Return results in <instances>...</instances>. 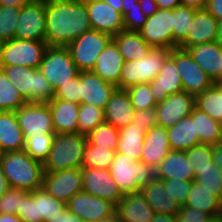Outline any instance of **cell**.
Returning <instances> with one entry per match:
<instances>
[{"instance_id": "1", "label": "cell", "mask_w": 222, "mask_h": 222, "mask_svg": "<svg viewBox=\"0 0 222 222\" xmlns=\"http://www.w3.org/2000/svg\"><path fill=\"white\" fill-rule=\"evenodd\" d=\"M45 12L48 46L67 47L92 29L84 0H45Z\"/></svg>"}, {"instance_id": "2", "label": "cell", "mask_w": 222, "mask_h": 222, "mask_svg": "<svg viewBox=\"0 0 222 222\" xmlns=\"http://www.w3.org/2000/svg\"><path fill=\"white\" fill-rule=\"evenodd\" d=\"M2 171L10 187L33 192L43 186V163L24 150L0 153Z\"/></svg>"}, {"instance_id": "3", "label": "cell", "mask_w": 222, "mask_h": 222, "mask_svg": "<svg viewBox=\"0 0 222 222\" xmlns=\"http://www.w3.org/2000/svg\"><path fill=\"white\" fill-rule=\"evenodd\" d=\"M87 137L80 133L54 134L51 151L43 163L44 172L82 168Z\"/></svg>"}, {"instance_id": "4", "label": "cell", "mask_w": 222, "mask_h": 222, "mask_svg": "<svg viewBox=\"0 0 222 222\" xmlns=\"http://www.w3.org/2000/svg\"><path fill=\"white\" fill-rule=\"evenodd\" d=\"M1 69L28 103H48L54 98L55 91L40 69L20 65Z\"/></svg>"}, {"instance_id": "5", "label": "cell", "mask_w": 222, "mask_h": 222, "mask_svg": "<svg viewBox=\"0 0 222 222\" xmlns=\"http://www.w3.org/2000/svg\"><path fill=\"white\" fill-rule=\"evenodd\" d=\"M109 171L123 196L141 191L156 177L152 166L142 161H133L119 152L115 153Z\"/></svg>"}, {"instance_id": "6", "label": "cell", "mask_w": 222, "mask_h": 222, "mask_svg": "<svg viewBox=\"0 0 222 222\" xmlns=\"http://www.w3.org/2000/svg\"><path fill=\"white\" fill-rule=\"evenodd\" d=\"M170 53L171 50L152 47L144 58L125 61L119 78V89L127 90L138 84L150 83L157 77Z\"/></svg>"}, {"instance_id": "7", "label": "cell", "mask_w": 222, "mask_h": 222, "mask_svg": "<svg viewBox=\"0 0 222 222\" xmlns=\"http://www.w3.org/2000/svg\"><path fill=\"white\" fill-rule=\"evenodd\" d=\"M39 69L54 91L79 74L69 49L62 46H48Z\"/></svg>"}, {"instance_id": "8", "label": "cell", "mask_w": 222, "mask_h": 222, "mask_svg": "<svg viewBox=\"0 0 222 222\" xmlns=\"http://www.w3.org/2000/svg\"><path fill=\"white\" fill-rule=\"evenodd\" d=\"M112 40V35L91 29L72 41L67 48L79 72L92 71L96 59Z\"/></svg>"}, {"instance_id": "9", "label": "cell", "mask_w": 222, "mask_h": 222, "mask_svg": "<svg viewBox=\"0 0 222 222\" xmlns=\"http://www.w3.org/2000/svg\"><path fill=\"white\" fill-rule=\"evenodd\" d=\"M170 56L175 60L184 92L196 97L214 84L188 50L176 47L171 50Z\"/></svg>"}, {"instance_id": "10", "label": "cell", "mask_w": 222, "mask_h": 222, "mask_svg": "<svg viewBox=\"0 0 222 222\" xmlns=\"http://www.w3.org/2000/svg\"><path fill=\"white\" fill-rule=\"evenodd\" d=\"M48 45L46 41L16 39L5 41L1 66L20 65L39 69Z\"/></svg>"}, {"instance_id": "11", "label": "cell", "mask_w": 222, "mask_h": 222, "mask_svg": "<svg viewBox=\"0 0 222 222\" xmlns=\"http://www.w3.org/2000/svg\"><path fill=\"white\" fill-rule=\"evenodd\" d=\"M18 123L25 136L55 134L48 103H27L15 111Z\"/></svg>"}, {"instance_id": "12", "label": "cell", "mask_w": 222, "mask_h": 222, "mask_svg": "<svg viewBox=\"0 0 222 222\" xmlns=\"http://www.w3.org/2000/svg\"><path fill=\"white\" fill-rule=\"evenodd\" d=\"M173 10L158 9L138 31L153 48L173 49Z\"/></svg>"}, {"instance_id": "13", "label": "cell", "mask_w": 222, "mask_h": 222, "mask_svg": "<svg viewBox=\"0 0 222 222\" xmlns=\"http://www.w3.org/2000/svg\"><path fill=\"white\" fill-rule=\"evenodd\" d=\"M82 168H69L44 172L42 188L57 200L67 203L75 194L83 191Z\"/></svg>"}, {"instance_id": "14", "label": "cell", "mask_w": 222, "mask_h": 222, "mask_svg": "<svg viewBox=\"0 0 222 222\" xmlns=\"http://www.w3.org/2000/svg\"><path fill=\"white\" fill-rule=\"evenodd\" d=\"M46 12L45 0H35L20 8L16 26V39L45 41Z\"/></svg>"}, {"instance_id": "15", "label": "cell", "mask_w": 222, "mask_h": 222, "mask_svg": "<svg viewBox=\"0 0 222 222\" xmlns=\"http://www.w3.org/2000/svg\"><path fill=\"white\" fill-rule=\"evenodd\" d=\"M67 209L84 222H95L112 217L116 206L84 191L75 194L67 203Z\"/></svg>"}, {"instance_id": "16", "label": "cell", "mask_w": 222, "mask_h": 222, "mask_svg": "<svg viewBox=\"0 0 222 222\" xmlns=\"http://www.w3.org/2000/svg\"><path fill=\"white\" fill-rule=\"evenodd\" d=\"M82 181L84 192L110 201L115 206L123 198L109 170L101 168H82Z\"/></svg>"}, {"instance_id": "17", "label": "cell", "mask_w": 222, "mask_h": 222, "mask_svg": "<svg viewBox=\"0 0 222 222\" xmlns=\"http://www.w3.org/2000/svg\"><path fill=\"white\" fill-rule=\"evenodd\" d=\"M195 107V96L184 91L169 95L156 105L155 111L158 125L170 128L175 123L191 115Z\"/></svg>"}, {"instance_id": "18", "label": "cell", "mask_w": 222, "mask_h": 222, "mask_svg": "<svg viewBox=\"0 0 222 222\" xmlns=\"http://www.w3.org/2000/svg\"><path fill=\"white\" fill-rule=\"evenodd\" d=\"M91 28L112 36L125 29L123 15L104 0H84Z\"/></svg>"}, {"instance_id": "19", "label": "cell", "mask_w": 222, "mask_h": 222, "mask_svg": "<svg viewBox=\"0 0 222 222\" xmlns=\"http://www.w3.org/2000/svg\"><path fill=\"white\" fill-rule=\"evenodd\" d=\"M116 89L117 86L102 80L93 71L81 72L80 104L88 103L105 110Z\"/></svg>"}, {"instance_id": "20", "label": "cell", "mask_w": 222, "mask_h": 222, "mask_svg": "<svg viewBox=\"0 0 222 222\" xmlns=\"http://www.w3.org/2000/svg\"><path fill=\"white\" fill-rule=\"evenodd\" d=\"M218 23L216 18L205 9H195V15L189 33L178 47L187 50L193 45L215 42Z\"/></svg>"}, {"instance_id": "21", "label": "cell", "mask_w": 222, "mask_h": 222, "mask_svg": "<svg viewBox=\"0 0 222 222\" xmlns=\"http://www.w3.org/2000/svg\"><path fill=\"white\" fill-rule=\"evenodd\" d=\"M187 50L214 83H222V47L216 41L193 45Z\"/></svg>"}, {"instance_id": "22", "label": "cell", "mask_w": 222, "mask_h": 222, "mask_svg": "<svg viewBox=\"0 0 222 222\" xmlns=\"http://www.w3.org/2000/svg\"><path fill=\"white\" fill-rule=\"evenodd\" d=\"M170 150L167 128L160 125L151 127L145 134L139 161L156 169Z\"/></svg>"}, {"instance_id": "23", "label": "cell", "mask_w": 222, "mask_h": 222, "mask_svg": "<svg viewBox=\"0 0 222 222\" xmlns=\"http://www.w3.org/2000/svg\"><path fill=\"white\" fill-rule=\"evenodd\" d=\"M149 84L157 104L163 102L169 95L183 91L175 60L170 55L166 58L157 77Z\"/></svg>"}, {"instance_id": "24", "label": "cell", "mask_w": 222, "mask_h": 222, "mask_svg": "<svg viewBox=\"0 0 222 222\" xmlns=\"http://www.w3.org/2000/svg\"><path fill=\"white\" fill-rule=\"evenodd\" d=\"M115 213L123 222H151L155 215L141 191L124 195Z\"/></svg>"}, {"instance_id": "25", "label": "cell", "mask_w": 222, "mask_h": 222, "mask_svg": "<svg viewBox=\"0 0 222 222\" xmlns=\"http://www.w3.org/2000/svg\"><path fill=\"white\" fill-rule=\"evenodd\" d=\"M135 109L129 94L124 89H116L104 110V121L120 129L134 119Z\"/></svg>"}, {"instance_id": "26", "label": "cell", "mask_w": 222, "mask_h": 222, "mask_svg": "<svg viewBox=\"0 0 222 222\" xmlns=\"http://www.w3.org/2000/svg\"><path fill=\"white\" fill-rule=\"evenodd\" d=\"M156 178L181 181L194 180L195 172L188 161L185 151L170 150L168 155L155 169Z\"/></svg>"}, {"instance_id": "27", "label": "cell", "mask_w": 222, "mask_h": 222, "mask_svg": "<svg viewBox=\"0 0 222 222\" xmlns=\"http://www.w3.org/2000/svg\"><path fill=\"white\" fill-rule=\"evenodd\" d=\"M125 60L119 52L117 44L112 40L96 59L94 69L102 80L108 81L119 89V78Z\"/></svg>"}, {"instance_id": "28", "label": "cell", "mask_w": 222, "mask_h": 222, "mask_svg": "<svg viewBox=\"0 0 222 222\" xmlns=\"http://www.w3.org/2000/svg\"><path fill=\"white\" fill-rule=\"evenodd\" d=\"M55 134L78 133L79 105L70 101L52 99L48 102Z\"/></svg>"}, {"instance_id": "29", "label": "cell", "mask_w": 222, "mask_h": 222, "mask_svg": "<svg viewBox=\"0 0 222 222\" xmlns=\"http://www.w3.org/2000/svg\"><path fill=\"white\" fill-rule=\"evenodd\" d=\"M141 192L155 214L176 215L181 207L177 200L166 190L163 180L156 177Z\"/></svg>"}, {"instance_id": "30", "label": "cell", "mask_w": 222, "mask_h": 222, "mask_svg": "<svg viewBox=\"0 0 222 222\" xmlns=\"http://www.w3.org/2000/svg\"><path fill=\"white\" fill-rule=\"evenodd\" d=\"M25 136L15 112H0V153L24 150Z\"/></svg>"}, {"instance_id": "31", "label": "cell", "mask_w": 222, "mask_h": 222, "mask_svg": "<svg viewBox=\"0 0 222 222\" xmlns=\"http://www.w3.org/2000/svg\"><path fill=\"white\" fill-rule=\"evenodd\" d=\"M113 41L125 61L140 60L144 58L152 48L139 32L123 29L113 36Z\"/></svg>"}, {"instance_id": "32", "label": "cell", "mask_w": 222, "mask_h": 222, "mask_svg": "<svg viewBox=\"0 0 222 222\" xmlns=\"http://www.w3.org/2000/svg\"><path fill=\"white\" fill-rule=\"evenodd\" d=\"M145 134L146 131L136 123L120 128L116 152L127 155L133 161H139Z\"/></svg>"}, {"instance_id": "33", "label": "cell", "mask_w": 222, "mask_h": 222, "mask_svg": "<svg viewBox=\"0 0 222 222\" xmlns=\"http://www.w3.org/2000/svg\"><path fill=\"white\" fill-rule=\"evenodd\" d=\"M167 132L171 150L185 151L200 144L190 115L167 128Z\"/></svg>"}, {"instance_id": "34", "label": "cell", "mask_w": 222, "mask_h": 222, "mask_svg": "<svg viewBox=\"0 0 222 222\" xmlns=\"http://www.w3.org/2000/svg\"><path fill=\"white\" fill-rule=\"evenodd\" d=\"M183 206L197 208L202 212L211 214L214 218L222 216V201L196 181L192 182L187 202Z\"/></svg>"}, {"instance_id": "35", "label": "cell", "mask_w": 222, "mask_h": 222, "mask_svg": "<svg viewBox=\"0 0 222 222\" xmlns=\"http://www.w3.org/2000/svg\"><path fill=\"white\" fill-rule=\"evenodd\" d=\"M190 116L194 120L195 133L200 143L214 145L219 141L221 122L213 120L196 106Z\"/></svg>"}, {"instance_id": "36", "label": "cell", "mask_w": 222, "mask_h": 222, "mask_svg": "<svg viewBox=\"0 0 222 222\" xmlns=\"http://www.w3.org/2000/svg\"><path fill=\"white\" fill-rule=\"evenodd\" d=\"M195 106L213 120L222 123V83H214L195 97Z\"/></svg>"}, {"instance_id": "37", "label": "cell", "mask_w": 222, "mask_h": 222, "mask_svg": "<svg viewBox=\"0 0 222 222\" xmlns=\"http://www.w3.org/2000/svg\"><path fill=\"white\" fill-rule=\"evenodd\" d=\"M87 142L98 148L117 150L119 129L107 122L97 125L86 135Z\"/></svg>"}, {"instance_id": "38", "label": "cell", "mask_w": 222, "mask_h": 222, "mask_svg": "<svg viewBox=\"0 0 222 222\" xmlns=\"http://www.w3.org/2000/svg\"><path fill=\"white\" fill-rule=\"evenodd\" d=\"M66 208V203L57 200L55 197L48 194L44 188L36 190V210L37 218L41 222H48L50 219L60 215Z\"/></svg>"}, {"instance_id": "39", "label": "cell", "mask_w": 222, "mask_h": 222, "mask_svg": "<svg viewBox=\"0 0 222 222\" xmlns=\"http://www.w3.org/2000/svg\"><path fill=\"white\" fill-rule=\"evenodd\" d=\"M28 102L0 69V111L15 112Z\"/></svg>"}, {"instance_id": "40", "label": "cell", "mask_w": 222, "mask_h": 222, "mask_svg": "<svg viewBox=\"0 0 222 222\" xmlns=\"http://www.w3.org/2000/svg\"><path fill=\"white\" fill-rule=\"evenodd\" d=\"M195 9L178 6L173 10V49L187 37L193 23Z\"/></svg>"}, {"instance_id": "41", "label": "cell", "mask_w": 222, "mask_h": 222, "mask_svg": "<svg viewBox=\"0 0 222 222\" xmlns=\"http://www.w3.org/2000/svg\"><path fill=\"white\" fill-rule=\"evenodd\" d=\"M194 181L222 201V170L219 166L210 163V166L196 169Z\"/></svg>"}, {"instance_id": "42", "label": "cell", "mask_w": 222, "mask_h": 222, "mask_svg": "<svg viewBox=\"0 0 222 222\" xmlns=\"http://www.w3.org/2000/svg\"><path fill=\"white\" fill-rule=\"evenodd\" d=\"M116 151L106 148H98L86 143L82 168H101L109 170L110 164L114 160Z\"/></svg>"}, {"instance_id": "43", "label": "cell", "mask_w": 222, "mask_h": 222, "mask_svg": "<svg viewBox=\"0 0 222 222\" xmlns=\"http://www.w3.org/2000/svg\"><path fill=\"white\" fill-rule=\"evenodd\" d=\"M104 122V110L88 103L79 105L78 133L87 135Z\"/></svg>"}, {"instance_id": "44", "label": "cell", "mask_w": 222, "mask_h": 222, "mask_svg": "<svg viewBox=\"0 0 222 222\" xmlns=\"http://www.w3.org/2000/svg\"><path fill=\"white\" fill-rule=\"evenodd\" d=\"M54 134H42L41 136H30L25 141L24 151L33 159L42 163L49 156L53 143Z\"/></svg>"}, {"instance_id": "45", "label": "cell", "mask_w": 222, "mask_h": 222, "mask_svg": "<svg viewBox=\"0 0 222 222\" xmlns=\"http://www.w3.org/2000/svg\"><path fill=\"white\" fill-rule=\"evenodd\" d=\"M20 8L0 6V40L5 42L15 38Z\"/></svg>"}, {"instance_id": "46", "label": "cell", "mask_w": 222, "mask_h": 222, "mask_svg": "<svg viewBox=\"0 0 222 222\" xmlns=\"http://www.w3.org/2000/svg\"><path fill=\"white\" fill-rule=\"evenodd\" d=\"M130 96L131 103L135 110H144L156 107L150 84H138L126 90Z\"/></svg>"}, {"instance_id": "47", "label": "cell", "mask_w": 222, "mask_h": 222, "mask_svg": "<svg viewBox=\"0 0 222 222\" xmlns=\"http://www.w3.org/2000/svg\"><path fill=\"white\" fill-rule=\"evenodd\" d=\"M188 161H190L191 167L196 169L205 168L210 166L212 162V145L200 143L192 146L190 149L185 150Z\"/></svg>"}, {"instance_id": "48", "label": "cell", "mask_w": 222, "mask_h": 222, "mask_svg": "<svg viewBox=\"0 0 222 222\" xmlns=\"http://www.w3.org/2000/svg\"><path fill=\"white\" fill-rule=\"evenodd\" d=\"M17 215L23 222H41L37 218L36 190L33 192L25 191L21 195V205L20 209H17Z\"/></svg>"}, {"instance_id": "49", "label": "cell", "mask_w": 222, "mask_h": 222, "mask_svg": "<svg viewBox=\"0 0 222 222\" xmlns=\"http://www.w3.org/2000/svg\"><path fill=\"white\" fill-rule=\"evenodd\" d=\"M81 72L66 84H62L54 94V99L80 104Z\"/></svg>"}, {"instance_id": "50", "label": "cell", "mask_w": 222, "mask_h": 222, "mask_svg": "<svg viewBox=\"0 0 222 222\" xmlns=\"http://www.w3.org/2000/svg\"><path fill=\"white\" fill-rule=\"evenodd\" d=\"M25 191L19 188L10 187L9 190L0 197V213L17 215L20 209L21 195Z\"/></svg>"}, {"instance_id": "51", "label": "cell", "mask_w": 222, "mask_h": 222, "mask_svg": "<svg viewBox=\"0 0 222 222\" xmlns=\"http://www.w3.org/2000/svg\"><path fill=\"white\" fill-rule=\"evenodd\" d=\"M194 180H175V179H163L166 190L177 200L180 206H183L187 202L188 193L191 190V185Z\"/></svg>"}, {"instance_id": "52", "label": "cell", "mask_w": 222, "mask_h": 222, "mask_svg": "<svg viewBox=\"0 0 222 222\" xmlns=\"http://www.w3.org/2000/svg\"><path fill=\"white\" fill-rule=\"evenodd\" d=\"M176 218L177 222H210L214 219L211 214L188 206H181L177 211Z\"/></svg>"}, {"instance_id": "53", "label": "cell", "mask_w": 222, "mask_h": 222, "mask_svg": "<svg viewBox=\"0 0 222 222\" xmlns=\"http://www.w3.org/2000/svg\"><path fill=\"white\" fill-rule=\"evenodd\" d=\"M147 18L141 11L140 3L123 15V25L126 30L138 32L147 21Z\"/></svg>"}, {"instance_id": "54", "label": "cell", "mask_w": 222, "mask_h": 222, "mask_svg": "<svg viewBox=\"0 0 222 222\" xmlns=\"http://www.w3.org/2000/svg\"><path fill=\"white\" fill-rule=\"evenodd\" d=\"M131 123L141 126L146 132L154 126L158 125L155 107L144 110H135L134 119Z\"/></svg>"}, {"instance_id": "55", "label": "cell", "mask_w": 222, "mask_h": 222, "mask_svg": "<svg viewBox=\"0 0 222 222\" xmlns=\"http://www.w3.org/2000/svg\"><path fill=\"white\" fill-rule=\"evenodd\" d=\"M204 9L214 16L218 22L222 21V0H206Z\"/></svg>"}, {"instance_id": "56", "label": "cell", "mask_w": 222, "mask_h": 222, "mask_svg": "<svg viewBox=\"0 0 222 222\" xmlns=\"http://www.w3.org/2000/svg\"><path fill=\"white\" fill-rule=\"evenodd\" d=\"M48 222H84L79 217L75 216L73 213H71L67 207L60 212V215L56 216L53 219H50Z\"/></svg>"}, {"instance_id": "57", "label": "cell", "mask_w": 222, "mask_h": 222, "mask_svg": "<svg viewBox=\"0 0 222 222\" xmlns=\"http://www.w3.org/2000/svg\"><path fill=\"white\" fill-rule=\"evenodd\" d=\"M141 11L146 17L152 16L157 10V3L155 0H139Z\"/></svg>"}, {"instance_id": "58", "label": "cell", "mask_w": 222, "mask_h": 222, "mask_svg": "<svg viewBox=\"0 0 222 222\" xmlns=\"http://www.w3.org/2000/svg\"><path fill=\"white\" fill-rule=\"evenodd\" d=\"M212 162L222 170V144L219 141L212 145Z\"/></svg>"}, {"instance_id": "59", "label": "cell", "mask_w": 222, "mask_h": 222, "mask_svg": "<svg viewBox=\"0 0 222 222\" xmlns=\"http://www.w3.org/2000/svg\"><path fill=\"white\" fill-rule=\"evenodd\" d=\"M35 0H0V6L11 7V8H21L23 5L30 4Z\"/></svg>"}, {"instance_id": "60", "label": "cell", "mask_w": 222, "mask_h": 222, "mask_svg": "<svg viewBox=\"0 0 222 222\" xmlns=\"http://www.w3.org/2000/svg\"><path fill=\"white\" fill-rule=\"evenodd\" d=\"M158 9L174 10L180 6V0H155Z\"/></svg>"}, {"instance_id": "61", "label": "cell", "mask_w": 222, "mask_h": 222, "mask_svg": "<svg viewBox=\"0 0 222 222\" xmlns=\"http://www.w3.org/2000/svg\"><path fill=\"white\" fill-rule=\"evenodd\" d=\"M206 0H180L181 6L191 7L194 9H204Z\"/></svg>"}, {"instance_id": "62", "label": "cell", "mask_w": 222, "mask_h": 222, "mask_svg": "<svg viewBox=\"0 0 222 222\" xmlns=\"http://www.w3.org/2000/svg\"><path fill=\"white\" fill-rule=\"evenodd\" d=\"M151 222H177L176 215L155 214Z\"/></svg>"}, {"instance_id": "63", "label": "cell", "mask_w": 222, "mask_h": 222, "mask_svg": "<svg viewBox=\"0 0 222 222\" xmlns=\"http://www.w3.org/2000/svg\"><path fill=\"white\" fill-rule=\"evenodd\" d=\"M10 188L9 182L6 179L3 171H2V167L0 164V197L5 194Z\"/></svg>"}, {"instance_id": "64", "label": "cell", "mask_w": 222, "mask_h": 222, "mask_svg": "<svg viewBox=\"0 0 222 222\" xmlns=\"http://www.w3.org/2000/svg\"><path fill=\"white\" fill-rule=\"evenodd\" d=\"M139 0H122V15L130 11L133 7H137Z\"/></svg>"}, {"instance_id": "65", "label": "cell", "mask_w": 222, "mask_h": 222, "mask_svg": "<svg viewBox=\"0 0 222 222\" xmlns=\"http://www.w3.org/2000/svg\"><path fill=\"white\" fill-rule=\"evenodd\" d=\"M0 222H23V221L18 215L0 213Z\"/></svg>"}, {"instance_id": "66", "label": "cell", "mask_w": 222, "mask_h": 222, "mask_svg": "<svg viewBox=\"0 0 222 222\" xmlns=\"http://www.w3.org/2000/svg\"><path fill=\"white\" fill-rule=\"evenodd\" d=\"M108 4H110L115 10L122 13V0H104Z\"/></svg>"}, {"instance_id": "67", "label": "cell", "mask_w": 222, "mask_h": 222, "mask_svg": "<svg viewBox=\"0 0 222 222\" xmlns=\"http://www.w3.org/2000/svg\"><path fill=\"white\" fill-rule=\"evenodd\" d=\"M216 42L222 47V21L218 23Z\"/></svg>"}, {"instance_id": "68", "label": "cell", "mask_w": 222, "mask_h": 222, "mask_svg": "<svg viewBox=\"0 0 222 222\" xmlns=\"http://www.w3.org/2000/svg\"><path fill=\"white\" fill-rule=\"evenodd\" d=\"M95 222H123L117 215L116 213L109 218L103 219V220H99V221H95Z\"/></svg>"}, {"instance_id": "69", "label": "cell", "mask_w": 222, "mask_h": 222, "mask_svg": "<svg viewBox=\"0 0 222 222\" xmlns=\"http://www.w3.org/2000/svg\"><path fill=\"white\" fill-rule=\"evenodd\" d=\"M3 46H4V42L0 40V64L2 62Z\"/></svg>"}, {"instance_id": "70", "label": "cell", "mask_w": 222, "mask_h": 222, "mask_svg": "<svg viewBox=\"0 0 222 222\" xmlns=\"http://www.w3.org/2000/svg\"><path fill=\"white\" fill-rule=\"evenodd\" d=\"M210 222H222V216L216 217L213 220H211Z\"/></svg>"}, {"instance_id": "71", "label": "cell", "mask_w": 222, "mask_h": 222, "mask_svg": "<svg viewBox=\"0 0 222 222\" xmlns=\"http://www.w3.org/2000/svg\"><path fill=\"white\" fill-rule=\"evenodd\" d=\"M219 142L222 144V125H221V133H220V139Z\"/></svg>"}]
</instances>
